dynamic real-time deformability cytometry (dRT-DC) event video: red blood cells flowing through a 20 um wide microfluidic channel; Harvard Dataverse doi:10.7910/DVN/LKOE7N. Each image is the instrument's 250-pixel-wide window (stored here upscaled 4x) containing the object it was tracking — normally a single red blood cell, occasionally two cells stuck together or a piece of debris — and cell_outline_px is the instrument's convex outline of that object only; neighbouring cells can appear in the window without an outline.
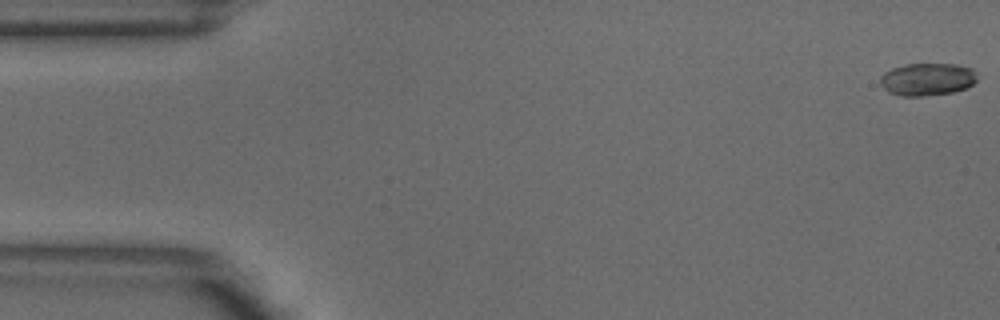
{"species": "common noctule bat (a hibernating species)", "species_latin": "Nyctalus noctula", "temperature_condition": "warm", "stored_images_in_passage": 5, "segment_of_instrument_passage": [1, 2], "camera_frame_rate_fps": 3000, "um_per_image_px": 0.085, "animal": {"sex": "male", "body_mass_g": 18.8}, "frame": {"image": 1, "passage_image": 1, "time_ms": 0.0, "image_size_px": [1000, 320], "cell_outline_px": [[976, 80], [972, 84], [964, 88], [952, 92], [924, 96], [900, 96], [888, 92], [880, 84], [880, 76], [884, 72], [892, 68], [904, 64], [956, 64], [972, 68], [976, 72]], "centroid_in_image_um": [78.78, 6.73], "position_along_channel_um": 6.2, "area_um2": 18.44}}
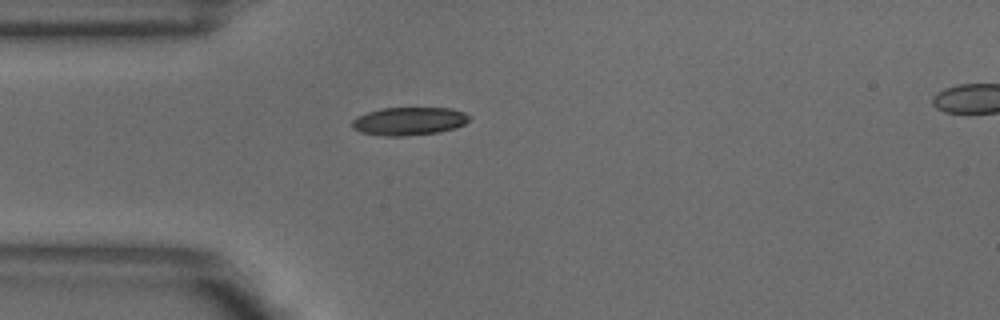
{"frame": {"image": 2, "passage_image": 4, "time_ms": 1.0, "image_size_px": [1000, 320], "cell_outline_px": [[472, 116], [464, 124], [456, 128], [440, 132], [404, 136], [384, 136], [360, 132], [352, 128], [352, 120], [356, 116], [368, 112], [384, 108], [452, 108], [464, 112]], "centroid_in_image_um": [34.78, 10.3], "position_along_channel_um": 50.2, "area_um2": 19.31}}